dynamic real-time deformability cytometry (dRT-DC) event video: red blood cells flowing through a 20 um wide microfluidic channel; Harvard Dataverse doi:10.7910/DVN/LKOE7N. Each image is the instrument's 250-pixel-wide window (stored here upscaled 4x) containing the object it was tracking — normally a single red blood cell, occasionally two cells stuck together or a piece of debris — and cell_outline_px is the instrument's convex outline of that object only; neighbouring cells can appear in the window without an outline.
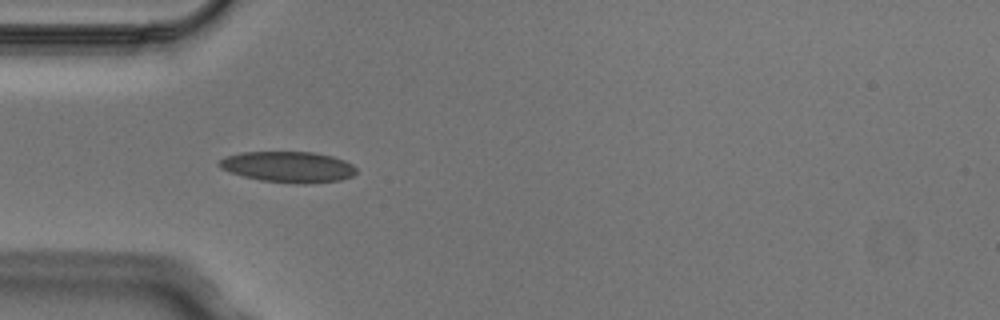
{"species": "Egyptian fruit bat (a non-hibernating species)", "species_latin": "Rousettus aegyptiacus", "temperature_condition": "cold", "stored_images_in_passage": 4, "camera_frame_rate_fps": 3000, "um_per_image_px": 0.085, "animal": {"sex": "male"}, "frame": {"image": 1, "passage_image": 4, "time_ms": 1.0, "image_size_px": [1000, 320], "cell_outline_px": [[356, 172], [352, 176], [340, 180], [304, 184], [260, 180], [228, 172], [220, 168], [216, 164], [220, 160], [228, 156], [240, 152], [312, 152], [332, 156], [344, 160], [352, 164], [356, 168]], "centroid_in_image_um": [24.49, 14.18], "position_along_channel_um": 60.5, "area_um2": 24.62}}